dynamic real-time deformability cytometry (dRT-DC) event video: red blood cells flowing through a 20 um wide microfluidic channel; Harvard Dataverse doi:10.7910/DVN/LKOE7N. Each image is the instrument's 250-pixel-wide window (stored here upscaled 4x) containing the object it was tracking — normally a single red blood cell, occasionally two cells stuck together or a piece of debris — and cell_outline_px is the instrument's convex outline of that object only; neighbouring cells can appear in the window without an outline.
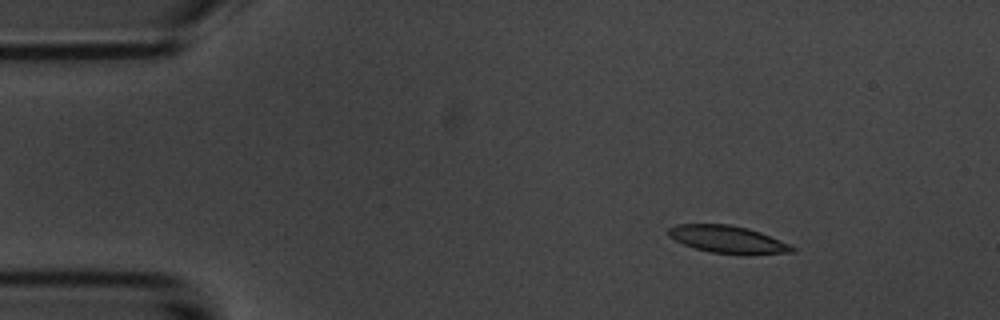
{"species": "common noctule bat (a hibernating species)", "species_latin": "Nyctalus noctula", "temperature_condition": "room temperature", "stored_images_in_passage": 6, "camera_frame_rate_fps": 3000, "um_per_image_px": 0.085, "animal": {"sex": "male", "body_mass_g": 20.1, "forearm_length_mm": 53.5}, "frame": {"image": 1, "passage_image": 2, "time_ms": 1.333, "image_size_px": [1000, 320], "cell_outline_px": [[796, 252], [712, 252], [696, 248], [684, 244], [668, 236], [668, 228], [676, 224], [728, 224], [748, 228], [760, 232], [788, 244], [796, 248]], "centroid_in_image_um": [61.76, 20.29], "position_along_channel_um": 23.2, "area_um2": 18.73}}
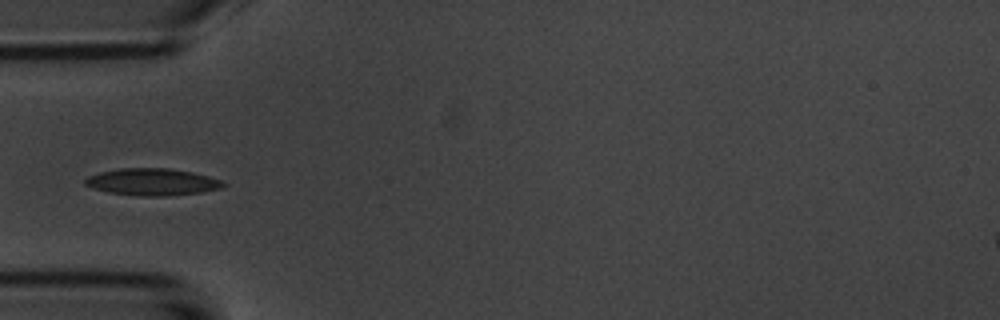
{"frame": {"image": 2, "passage_image": 5, "time_ms": 4.667, "image_size_px": [1000, 320], "cell_outline_px": [[228, 184], [220, 188], [200, 192], [168, 196], [140, 196], [108, 192], [92, 188], [84, 184], [84, 180], [88, 176], [100, 172], [120, 168], [168, 168], [192, 172], [208, 176], [220, 180]], "centroid_in_image_um": [12.92, 15.46], "position_along_channel_um": 72.1, "area_um2": 21.68}}
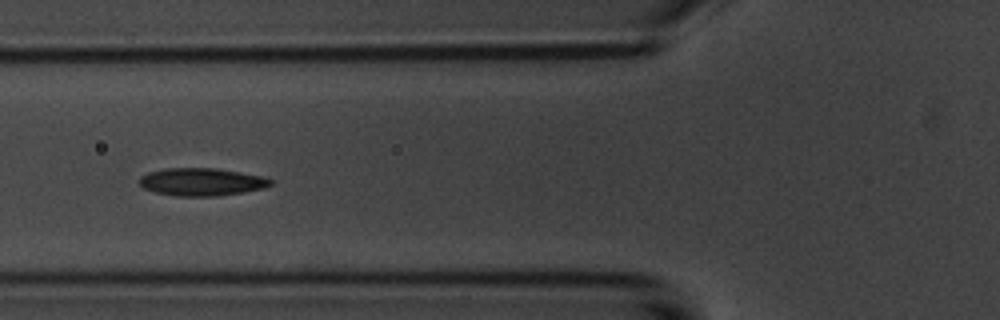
{"frame": {"image": 3, "passage_image": 6, "time_ms": 5.667, "image_size_px": [1000, 320], "cell_outline_px": [[276, 180], [272, 184], [264, 188], [244, 192], [216, 196], [176, 196], [156, 192], [144, 188], [140, 184], [140, 176], [148, 172], [164, 168], [216, 168], [264, 176]], "centroid_in_image_um": [17.18, 15.45], "position_along_channel_um": 108.6, "area_um2": 21.33}}